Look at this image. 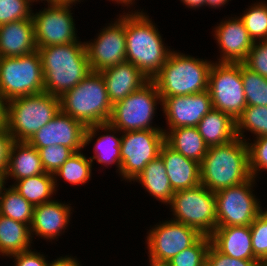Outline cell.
Returning <instances> with one entry per match:
<instances>
[{
	"label": "cell",
	"instance_id": "6da1fadb",
	"mask_svg": "<svg viewBox=\"0 0 267 266\" xmlns=\"http://www.w3.org/2000/svg\"><path fill=\"white\" fill-rule=\"evenodd\" d=\"M44 75V91L61 97L91 71L85 42L38 48Z\"/></svg>",
	"mask_w": 267,
	"mask_h": 266
},
{
	"label": "cell",
	"instance_id": "7a4b0ae2",
	"mask_svg": "<svg viewBox=\"0 0 267 266\" xmlns=\"http://www.w3.org/2000/svg\"><path fill=\"white\" fill-rule=\"evenodd\" d=\"M251 177L247 142L239 137L223 145L208 147L200 163V183L214 193Z\"/></svg>",
	"mask_w": 267,
	"mask_h": 266
},
{
	"label": "cell",
	"instance_id": "3957f363",
	"mask_svg": "<svg viewBox=\"0 0 267 266\" xmlns=\"http://www.w3.org/2000/svg\"><path fill=\"white\" fill-rule=\"evenodd\" d=\"M159 33L143 12L125 15L126 61L134 64L149 80L160 71L171 53Z\"/></svg>",
	"mask_w": 267,
	"mask_h": 266
},
{
	"label": "cell",
	"instance_id": "277c9868",
	"mask_svg": "<svg viewBox=\"0 0 267 266\" xmlns=\"http://www.w3.org/2000/svg\"><path fill=\"white\" fill-rule=\"evenodd\" d=\"M162 102L155 83L149 80L137 91L129 94L125 99L112 106V113L108 123L86 127L84 146L95 137L96 131H138L162 130L150 125L155 113L157 101Z\"/></svg>",
	"mask_w": 267,
	"mask_h": 266
},
{
	"label": "cell",
	"instance_id": "5b68a950",
	"mask_svg": "<svg viewBox=\"0 0 267 266\" xmlns=\"http://www.w3.org/2000/svg\"><path fill=\"white\" fill-rule=\"evenodd\" d=\"M211 65L210 61L171 51L152 81L161 99L201 93L208 90Z\"/></svg>",
	"mask_w": 267,
	"mask_h": 266
},
{
	"label": "cell",
	"instance_id": "8992f818",
	"mask_svg": "<svg viewBox=\"0 0 267 266\" xmlns=\"http://www.w3.org/2000/svg\"><path fill=\"white\" fill-rule=\"evenodd\" d=\"M112 106L100 72H90L60 97L61 111L81 121L86 127L108 123Z\"/></svg>",
	"mask_w": 267,
	"mask_h": 266
},
{
	"label": "cell",
	"instance_id": "52a82bcc",
	"mask_svg": "<svg viewBox=\"0 0 267 266\" xmlns=\"http://www.w3.org/2000/svg\"><path fill=\"white\" fill-rule=\"evenodd\" d=\"M60 98L41 92L8 101L6 129L14 141L28 142L60 111Z\"/></svg>",
	"mask_w": 267,
	"mask_h": 266
},
{
	"label": "cell",
	"instance_id": "ba28073f",
	"mask_svg": "<svg viewBox=\"0 0 267 266\" xmlns=\"http://www.w3.org/2000/svg\"><path fill=\"white\" fill-rule=\"evenodd\" d=\"M44 92V75L39 52L0 57V95L7 101Z\"/></svg>",
	"mask_w": 267,
	"mask_h": 266
},
{
	"label": "cell",
	"instance_id": "9c48e42d",
	"mask_svg": "<svg viewBox=\"0 0 267 266\" xmlns=\"http://www.w3.org/2000/svg\"><path fill=\"white\" fill-rule=\"evenodd\" d=\"M173 221L183 223L210 236L217 228L215 193L203 185L174 192L169 203Z\"/></svg>",
	"mask_w": 267,
	"mask_h": 266
},
{
	"label": "cell",
	"instance_id": "30bf717a",
	"mask_svg": "<svg viewBox=\"0 0 267 266\" xmlns=\"http://www.w3.org/2000/svg\"><path fill=\"white\" fill-rule=\"evenodd\" d=\"M208 91L212 107L230 115L235 121L247 107L241 63H213L209 70Z\"/></svg>",
	"mask_w": 267,
	"mask_h": 266
},
{
	"label": "cell",
	"instance_id": "8fae6325",
	"mask_svg": "<svg viewBox=\"0 0 267 266\" xmlns=\"http://www.w3.org/2000/svg\"><path fill=\"white\" fill-rule=\"evenodd\" d=\"M254 179L215 192L217 227L250 226L263 211L251 191Z\"/></svg>",
	"mask_w": 267,
	"mask_h": 266
},
{
	"label": "cell",
	"instance_id": "7c38bea8",
	"mask_svg": "<svg viewBox=\"0 0 267 266\" xmlns=\"http://www.w3.org/2000/svg\"><path fill=\"white\" fill-rule=\"evenodd\" d=\"M123 134L120 174L124 179L134 181L150 161L160 156L161 147L165 143V133L163 130H138Z\"/></svg>",
	"mask_w": 267,
	"mask_h": 266
},
{
	"label": "cell",
	"instance_id": "4fadbf2b",
	"mask_svg": "<svg viewBox=\"0 0 267 266\" xmlns=\"http://www.w3.org/2000/svg\"><path fill=\"white\" fill-rule=\"evenodd\" d=\"M70 5L71 3H48L43 11L32 14L37 49L78 41Z\"/></svg>",
	"mask_w": 267,
	"mask_h": 266
},
{
	"label": "cell",
	"instance_id": "5bb4252c",
	"mask_svg": "<svg viewBox=\"0 0 267 266\" xmlns=\"http://www.w3.org/2000/svg\"><path fill=\"white\" fill-rule=\"evenodd\" d=\"M201 236L195 228L172 219L155 225L147 236L149 259L167 263L182 250L193 245Z\"/></svg>",
	"mask_w": 267,
	"mask_h": 266
},
{
	"label": "cell",
	"instance_id": "9a60e30c",
	"mask_svg": "<svg viewBox=\"0 0 267 266\" xmlns=\"http://www.w3.org/2000/svg\"><path fill=\"white\" fill-rule=\"evenodd\" d=\"M120 17L103 28L95 41L85 42L91 71L100 72L126 61L125 15Z\"/></svg>",
	"mask_w": 267,
	"mask_h": 266
},
{
	"label": "cell",
	"instance_id": "2e32d148",
	"mask_svg": "<svg viewBox=\"0 0 267 266\" xmlns=\"http://www.w3.org/2000/svg\"><path fill=\"white\" fill-rule=\"evenodd\" d=\"M86 126L61 110L46 125L39 129L28 141L35 147L44 148L51 145H63L79 152L84 146Z\"/></svg>",
	"mask_w": 267,
	"mask_h": 266
},
{
	"label": "cell",
	"instance_id": "e0dca14e",
	"mask_svg": "<svg viewBox=\"0 0 267 266\" xmlns=\"http://www.w3.org/2000/svg\"><path fill=\"white\" fill-rule=\"evenodd\" d=\"M160 105L163 106V113L167 116L169 130L178 127H196L213 109L208 90L191 95L166 97L162 99Z\"/></svg>",
	"mask_w": 267,
	"mask_h": 266
},
{
	"label": "cell",
	"instance_id": "ac0fdd59",
	"mask_svg": "<svg viewBox=\"0 0 267 266\" xmlns=\"http://www.w3.org/2000/svg\"><path fill=\"white\" fill-rule=\"evenodd\" d=\"M215 29L214 36L223 53L219 62L242 63L254 44L242 20L228 19Z\"/></svg>",
	"mask_w": 267,
	"mask_h": 266
},
{
	"label": "cell",
	"instance_id": "d6986e66",
	"mask_svg": "<svg viewBox=\"0 0 267 266\" xmlns=\"http://www.w3.org/2000/svg\"><path fill=\"white\" fill-rule=\"evenodd\" d=\"M112 105L145 85L149 79L132 63L123 62L100 71Z\"/></svg>",
	"mask_w": 267,
	"mask_h": 266
},
{
	"label": "cell",
	"instance_id": "ffe728a7",
	"mask_svg": "<svg viewBox=\"0 0 267 266\" xmlns=\"http://www.w3.org/2000/svg\"><path fill=\"white\" fill-rule=\"evenodd\" d=\"M167 176L174 192L200 185V163L184 157L166 142L160 150Z\"/></svg>",
	"mask_w": 267,
	"mask_h": 266
},
{
	"label": "cell",
	"instance_id": "44dd1931",
	"mask_svg": "<svg viewBox=\"0 0 267 266\" xmlns=\"http://www.w3.org/2000/svg\"><path fill=\"white\" fill-rule=\"evenodd\" d=\"M36 50L32 17L0 25V57H19Z\"/></svg>",
	"mask_w": 267,
	"mask_h": 266
},
{
	"label": "cell",
	"instance_id": "7402d4cb",
	"mask_svg": "<svg viewBox=\"0 0 267 266\" xmlns=\"http://www.w3.org/2000/svg\"><path fill=\"white\" fill-rule=\"evenodd\" d=\"M71 208L65 203L52 200L34 206L32 222L30 225V233L37 236L53 239L66 229L71 214Z\"/></svg>",
	"mask_w": 267,
	"mask_h": 266
},
{
	"label": "cell",
	"instance_id": "603a6c76",
	"mask_svg": "<svg viewBox=\"0 0 267 266\" xmlns=\"http://www.w3.org/2000/svg\"><path fill=\"white\" fill-rule=\"evenodd\" d=\"M211 244L222 254L244 260H258L253 253L250 226L217 227Z\"/></svg>",
	"mask_w": 267,
	"mask_h": 266
},
{
	"label": "cell",
	"instance_id": "cb8c5ba5",
	"mask_svg": "<svg viewBox=\"0 0 267 266\" xmlns=\"http://www.w3.org/2000/svg\"><path fill=\"white\" fill-rule=\"evenodd\" d=\"M45 173L38 150L28 142L14 141L10 148L8 166L5 173L14 180H22Z\"/></svg>",
	"mask_w": 267,
	"mask_h": 266
},
{
	"label": "cell",
	"instance_id": "d4e9b609",
	"mask_svg": "<svg viewBox=\"0 0 267 266\" xmlns=\"http://www.w3.org/2000/svg\"><path fill=\"white\" fill-rule=\"evenodd\" d=\"M196 127L208 147L229 143L237 137L236 121L230 115L214 108Z\"/></svg>",
	"mask_w": 267,
	"mask_h": 266
},
{
	"label": "cell",
	"instance_id": "484cf974",
	"mask_svg": "<svg viewBox=\"0 0 267 266\" xmlns=\"http://www.w3.org/2000/svg\"><path fill=\"white\" fill-rule=\"evenodd\" d=\"M165 133V142L175 151L184 157L201 163L206 155L208 146L205 144L203 137L200 135L197 127H178L163 130Z\"/></svg>",
	"mask_w": 267,
	"mask_h": 266
},
{
	"label": "cell",
	"instance_id": "4316f807",
	"mask_svg": "<svg viewBox=\"0 0 267 266\" xmlns=\"http://www.w3.org/2000/svg\"><path fill=\"white\" fill-rule=\"evenodd\" d=\"M134 180H139L138 182L144 186L150 195L162 203L169 204L171 202L174 191L167 176L164 161L160 156L150 161Z\"/></svg>",
	"mask_w": 267,
	"mask_h": 266
},
{
	"label": "cell",
	"instance_id": "83f0119b",
	"mask_svg": "<svg viewBox=\"0 0 267 266\" xmlns=\"http://www.w3.org/2000/svg\"><path fill=\"white\" fill-rule=\"evenodd\" d=\"M30 227L0 214V253L11 256L30 249Z\"/></svg>",
	"mask_w": 267,
	"mask_h": 266
},
{
	"label": "cell",
	"instance_id": "f1b7e54d",
	"mask_svg": "<svg viewBox=\"0 0 267 266\" xmlns=\"http://www.w3.org/2000/svg\"><path fill=\"white\" fill-rule=\"evenodd\" d=\"M17 182V183H16ZM57 180L53 174L43 173L15 181L14 189L33 206L52 201ZM56 183V184H55Z\"/></svg>",
	"mask_w": 267,
	"mask_h": 266
},
{
	"label": "cell",
	"instance_id": "f546056e",
	"mask_svg": "<svg viewBox=\"0 0 267 266\" xmlns=\"http://www.w3.org/2000/svg\"><path fill=\"white\" fill-rule=\"evenodd\" d=\"M34 206L25 200L12 186L4 188L0 199V214L15 221L27 224L32 222Z\"/></svg>",
	"mask_w": 267,
	"mask_h": 266
},
{
	"label": "cell",
	"instance_id": "4dcf8cb0",
	"mask_svg": "<svg viewBox=\"0 0 267 266\" xmlns=\"http://www.w3.org/2000/svg\"><path fill=\"white\" fill-rule=\"evenodd\" d=\"M92 161L80 151L75 152L54 174L73 185L85 184L91 178Z\"/></svg>",
	"mask_w": 267,
	"mask_h": 266
},
{
	"label": "cell",
	"instance_id": "1f68e13d",
	"mask_svg": "<svg viewBox=\"0 0 267 266\" xmlns=\"http://www.w3.org/2000/svg\"><path fill=\"white\" fill-rule=\"evenodd\" d=\"M241 78L247 106H267V78L241 63Z\"/></svg>",
	"mask_w": 267,
	"mask_h": 266
},
{
	"label": "cell",
	"instance_id": "d6a6232c",
	"mask_svg": "<svg viewBox=\"0 0 267 266\" xmlns=\"http://www.w3.org/2000/svg\"><path fill=\"white\" fill-rule=\"evenodd\" d=\"M243 129L254 133L256 137L267 136V106H247L236 120L237 137L245 140Z\"/></svg>",
	"mask_w": 267,
	"mask_h": 266
},
{
	"label": "cell",
	"instance_id": "836d02e7",
	"mask_svg": "<svg viewBox=\"0 0 267 266\" xmlns=\"http://www.w3.org/2000/svg\"><path fill=\"white\" fill-rule=\"evenodd\" d=\"M210 245V236L202 235L193 245L182 250L167 263L169 266H206Z\"/></svg>",
	"mask_w": 267,
	"mask_h": 266
},
{
	"label": "cell",
	"instance_id": "e575fe53",
	"mask_svg": "<svg viewBox=\"0 0 267 266\" xmlns=\"http://www.w3.org/2000/svg\"><path fill=\"white\" fill-rule=\"evenodd\" d=\"M240 19L254 42L267 40V4L250 6Z\"/></svg>",
	"mask_w": 267,
	"mask_h": 266
},
{
	"label": "cell",
	"instance_id": "d590c367",
	"mask_svg": "<svg viewBox=\"0 0 267 266\" xmlns=\"http://www.w3.org/2000/svg\"><path fill=\"white\" fill-rule=\"evenodd\" d=\"M95 156L90 157L89 159L93 162L94 159H97V162L100 164H109L116 163L117 167L121 169V137L117 138L114 135L106 134L101 135L94 146Z\"/></svg>",
	"mask_w": 267,
	"mask_h": 266
},
{
	"label": "cell",
	"instance_id": "8d00e7d4",
	"mask_svg": "<svg viewBox=\"0 0 267 266\" xmlns=\"http://www.w3.org/2000/svg\"><path fill=\"white\" fill-rule=\"evenodd\" d=\"M254 256L265 266L267 264V210L262 211L250 225Z\"/></svg>",
	"mask_w": 267,
	"mask_h": 266
},
{
	"label": "cell",
	"instance_id": "74e56055",
	"mask_svg": "<svg viewBox=\"0 0 267 266\" xmlns=\"http://www.w3.org/2000/svg\"><path fill=\"white\" fill-rule=\"evenodd\" d=\"M43 169L46 173L55 174L57 170L75 152L63 145H51L38 149Z\"/></svg>",
	"mask_w": 267,
	"mask_h": 266
},
{
	"label": "cell",
	"instance_id": "f35d334b",
	"mask_svg": "<svg viewBox=\"0 0 267 266\" xmlns=\"http://www.w3.org/2000/svg\"><path fill=\"white\" fill-rule=\"evenodd\" d=\"M32 0H0V25L32 17Z\"/></svg>",
	"mask_w": 267,
	"mask_h": 266
},
{
	"label": "cell",
	"instance_id": "ab89813d",
	"mask_svg": "<svg viewBox=\"0 0 267 266\" xmlns=\"http://www.w3.org/2000/svg\"><path fill=\"white\" fill-rule=\"evenodd\" d=\"M249 170L252 177L260 169L267 170V136L257 137L254 143H248Z\"/></svg>",
	"mask_w": 267,
	"mask_h": 266
},
{
	"label": "cell",
	"instance_id": "60d3db41",
	"mask_svg": "<svg viewBox=\"0 0 267 266\" xmlns=\"http://www.w3.org/2000/svg\"><path fill=\"white\" fill-rule=\"evenodd\" d=\"M242 63L252 71L267 78V40L254 42Z\"/></svg>",
	"mask_w": 267,
	"mask_h": 266
},
{
	"label": "cell",
	"instance_id": "b9f144b4",
	"mask_svg": "<svg viewBox=\"0 0 267 266\" xmlns=\"http://www.w3.org/2000/svg\"><path fill=\"white\" fill-rule=\"evenodd\" d=\"M206 266H264L259 260H244L227 256L219 252L212 244L210 245Z\"/></svg>",
	"mask_w": 267,
	"mask_h": 266
},
{
	"label": "cell",
	"instance_id": "7bdbcfd3",
	"mask_svg": "<svg viewBox=\"0 0 267 266\" xmlns=\"http://www.w3.org/2000/svg\"><path fill=\"white\" fill-rule=\"evenodd\" d=\"M15 259V266H48L43 254L33 252L31 249L11 255Z\"/></svg>",
	"mask_w": 267,
	"mask_h": 266
},
{
	"label": "cell",
	"instance_id": "ee69618b",
	"mask_svg": "<svg viewBox=\"0 0 267 266\" xmlns=\"http://www.w3.org/2000/svg\"><path fill=\"white\" fill-rule=\"evenodd\" d=\"M13 142V137L7 129L0 130V174L6 173L10 148Z\"/></svg>",
	"mask_w": 267,
	"mask_h": 266
},
{
	"label": "cell",
	"instance_id": "f6af8a7d",
	"mask_svg": "<svg viewBox=\"0 0 267 266\" xmlns=\"http://www.w3.org/2000/svg\"><path fill=\"white\" fill-rule=\"evenodd\" d=\"M7 105L8 101L0 95V130L7 126Z\"/></svg>",
	"mask_w": 267,
	"mask_h": 266
},
{
	"label": "cell",
	"instance_id": "bcb514c9",
	"mask_svg": "<svg viewBox=\"0 0 267 266\" xmlns=\"http://www.w3.org/2000/svg\"><path fill=\"white\" fill-rule=\"evenodd\" d=\"M48 266H80V264L73 257L71 258V256L70 257L66 256L52 261L51 263L48 264Z\"/></svg>",
	"mask_w": 267,
	"mask_h": 266
},
{
	"label": "cell",
	"instance_id": "7dc6e473",
	"mask_svg": "<svg viewBox=\"0 0 267 266\" xmlns=\"http://www.w3.org/2000/svg\"><path fill=\"white\" fill-rule=\"evenodd\" d=\"M187 7L190 8H199L205 5V0H181Z\"/></svg>",
	"mask_w": 267,
	"mask_h": 266
},
{
	"label": "cell",
	"instance_id": "c3c4849f",
	"mask_svg": "<svg viewBox=\"0 0 267 266\" xmlns=\"http://www.w3.org/2000/svg\"><path fill=\"white\" fill-rule=\"evenodd\" d=\"M228 0H205V5L216 8V7H221L222 5L226 4Z\"/></svg>",
	"mask_w": 267,
	"mask_h": 266
},
{
	"label": "cell",
	"instance_id": "681fc988",
	"mask_svg": "<svg viewBox=\"0 0 267 266\" xmlns=\"http://www.w3.org/2000/svg\"><path fill=\"white\" fill-rule=\"evenodd\" d=\"M6 179L7 178H6L5 174H0V199H1L2 193H3L4 188H5L4 185H5Z\"/></svg>",
	"mask_w": 267,
	"mask_h": 266
},
{
	"label": "cell",
	"instance_id": "f907efd6",
	"mask_svg": "<svg viewBox=\"0 0 267 266\" xmlns=\"http://www.w3.org/2000/svg\"><path fill=\"white\" fill-rule=\"evenodd\" d=\"M150 266H169L168 263L165 262H156L149 259Z\"/></svg>",
	"mask_w": 267,
	"mask_h": 266
},
{
	"label": "cell",
	"instance_id": "816d5d0a",
	"mask_svg": "<svg viewBox=\"0 0 267 266\" xmlns=\"http://www.w3.org/2000/svg\"><path fill=\"white\" fill-rule=\"evenodd\" d=\"M79 2L80 0H53V3H75V2Z\"/></svg>",
	"mask_w": 267,
	"mask_h": 266
},
{
	"label": "cell",
	"instance_id": "f5cc1de1",
	"mask_svg": "<svg viewBox=\"0 0 267 266\" xmlns=\"http://www.w3.org/2000/svg\"><path fill=\"white\" fill-rule=\"evenodd\" d=\"M113 1V0H112ZM117 3H121V4H125V6L126 5H128V4H132V1L133 0H115ZM135 1V0H134Z\"/></svg>",
	"mask_w": 267,
	"mask_h": 266
},
{
	"label": "cell",
	"instance_id": "db71d44e",
	"mask_svg": "<svg viewBox=\"0 0 267 266\" xmlns=\"http://www.w3.org/2000/svg\"><path fill=\"white\" fill-rule=\"evenodd\" d=\"M33 2L35 1V0H32ZM37 1V0H36ZM42 1V0H41ZM48 3H53V0H46Z\"/></svg>",
	"mask_w": 267,
	"mask_h": 266
}]
</instances>
